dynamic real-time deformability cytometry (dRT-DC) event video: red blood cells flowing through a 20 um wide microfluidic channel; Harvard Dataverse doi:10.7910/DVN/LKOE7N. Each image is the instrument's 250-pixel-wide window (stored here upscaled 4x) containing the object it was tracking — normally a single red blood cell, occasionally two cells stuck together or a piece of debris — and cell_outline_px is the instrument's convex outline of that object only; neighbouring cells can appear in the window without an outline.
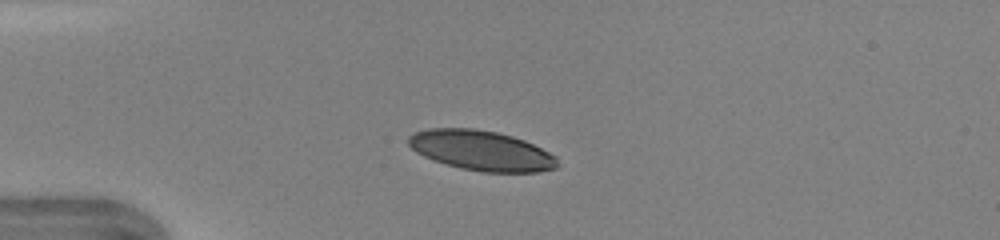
{"species": "human", "species_latin": "Homo sapiens", "temperature_condition": "warm", "stored_images_in_passage": 35, "camera_frame_rate_fps": 3000, "um_per_image_px": 0.085, "donor": {"sex": "female"}, "frame": {"image": 1, "passage_image": 1, "time_ms": 0.0, "image_size_px": [1000, 240], "cell_outline_px": [[560, 164], [556, 168], [540, 172], [484, 172], [460, 168], [424, 156], [416, 152], [408, 144], [408, 136], [412, 132], [428, 128], [472, 128], [496, 132], [512, 136], [524, 140], [556, 156]], "centroid_in_image_um": [40.91, 12.79], "position_along_channel_um": 44.1, "area_um2": 34.68}}
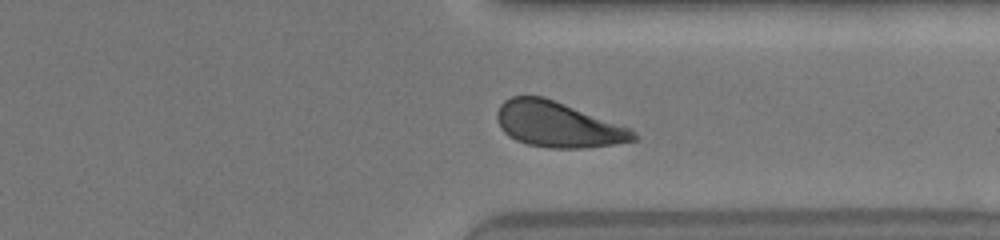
{"frame": {"image": 2, "passage_image": 25, "time_ms": 8.0, "image_size_px": [1000, 240], "cell_outline_px": [[640, 136], [636, 140], [612, 144], [584, 148], [548, 148], [528, 144], [516, 140], [508, 136], [500, 128], [496, 116], [496, 112], [500, 104], [504, 100], [512, 96], [544, 96], [632, 128]], "centroid_in_image_um": [47.42, 10.58], "position_along_channel_um": 364.0, "area_um2": 36.41}}
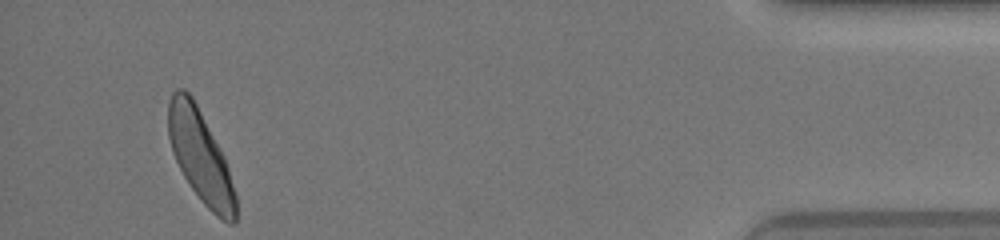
{"frame": {"image": 3, "passage_image": 33, "time_ms": 10.667, "image_size_px": [1000, 240], "cell_outline_px": [[236, 224], [228, 224], [216, 216], [200, 200], [184, 176], [172, 152], [168, 136], [168, 100], [172, 92], [176, 88], [184, 88], [192, 96], [220, 148], [224, 156], [228, 168], [236, 196]], "centroid_in_image_um": [17.03, 13.28], "position_along_channel_um": 418.2, "area_um2": 36.13}, "authors_computed_cell_mechanics": {"area_um2": 36.414, "velocity_mm_per_s": 4.3543, "shape_relaxation_time_tau1_ms": 2.2445, "shape_relaxation_time_tau2_ms": 0.9232, "deformation_change_tau1": 0.1291, "deformation_change_tau2": 0.0535}}